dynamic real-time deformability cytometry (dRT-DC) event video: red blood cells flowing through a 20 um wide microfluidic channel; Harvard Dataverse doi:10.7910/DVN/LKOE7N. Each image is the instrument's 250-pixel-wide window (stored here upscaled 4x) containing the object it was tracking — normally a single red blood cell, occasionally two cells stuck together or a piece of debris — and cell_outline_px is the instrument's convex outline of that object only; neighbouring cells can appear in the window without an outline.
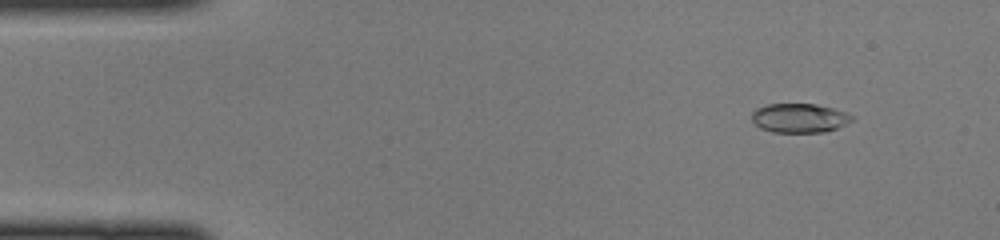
{"species": "common noctule bat (a hibernating species)", "species_latin": "Nyctalus noctula", "temperature_condition": "cold", "stored_images_in_passage": 46, "camera_frame_rate_fps": 3000, "um_per_image_px": 0.085, "animal": {"sex": "female", "body_mass_g": 22.0, "forearm_length_mm": 56.7}, "frame": {"image": 1, "passage_image": 4, "time_ms": 1.0, "image_size_px": [1000, 240], "cell_outline_px": [[852, 120], [836, 128], [824, 132], [772, 132], [760, 128], [752, 120], [752, 112], [756, 108], [768, 104], [816, 104], [832, 108], [844, 112], [852, 116]], "centroid_in_image_um": [67.9, 10.03], "position_along_channel_um": 17.1, "area_um2": 16.82}}
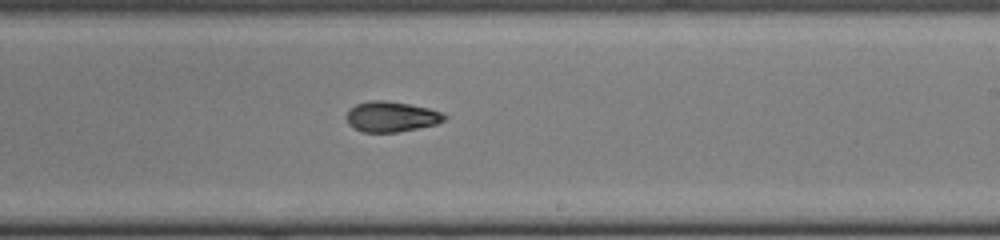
{"frame": {"image": 2, "passage_image": 27, "time_ms": 8.667, "image_size_px": [1000, 240], "cell_outline_px": [[448, 116], [444, 120], [436, 124], [396, 132], [364, 132], [352, 128], [348, 124], [344, 116], [348, 108], [356, 104], [368, 100], [388, 100], [428, 108], [444, 112]], "centroid_in_image_um": [33.21, 9.9], "position_along_channel_um": 255.8, "area_um2": 17.63}}
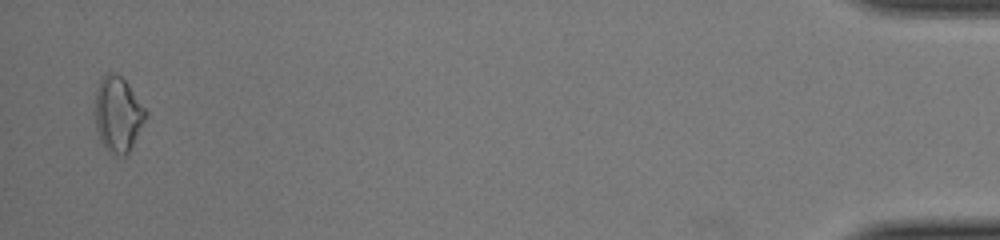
{"frame": {"image": 3, "passage_image": 45, "time_ms": 14.667, "image_size_px": [1000, 240], "cell_outline_px": [[148, 116], [128, 152], [124, 156], [112, 156], [104, 148], [100, 140], [96, 128], [96, 88], [104, 72], [116, 72], [128, 84], [148, 112]], "centroid_in_image_um": [10.02, 9.72], "position_along_channel_um": 425.2, "area_um2": 22.37}}